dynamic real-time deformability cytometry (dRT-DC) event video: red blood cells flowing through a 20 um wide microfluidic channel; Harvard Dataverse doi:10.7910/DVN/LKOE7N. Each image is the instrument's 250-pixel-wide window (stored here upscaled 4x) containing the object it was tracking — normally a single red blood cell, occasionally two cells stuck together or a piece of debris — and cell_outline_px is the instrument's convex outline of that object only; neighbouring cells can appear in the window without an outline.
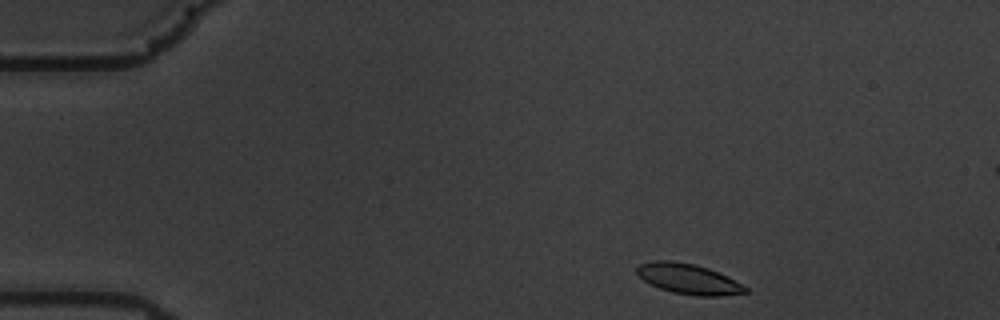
{"species": "common noctule bat (a hibernating species)", "species_latin": "Nyctalus noctula", "temperature_condition": "warm", "stored_images_in_passage": 51, "camera_frame_rate_fps": 3000, "um_per_image_px": 0.085, "animal": {"sex": "male", "body_mass_g": 19.5, "forearm_length_mm": 54.6}, "frame": {"image": 1, "passage_image": 2, "time_ms": 0.333, "image_size_px": [1000, 320], "cell_outline_px": [[748, 292], [720, 296], [696, 296], [672, 292], [660, 288], [644, 280], [636, 272], [636, 268], [640, 264], [652, 260], [668, 260], [692, 264], [708, 268], [728, 276], [748, 288]], "centroid_in_image_um": [58.53, 23.71], "position_along_channel_um": 26.5, "area_um2": 19.02}}
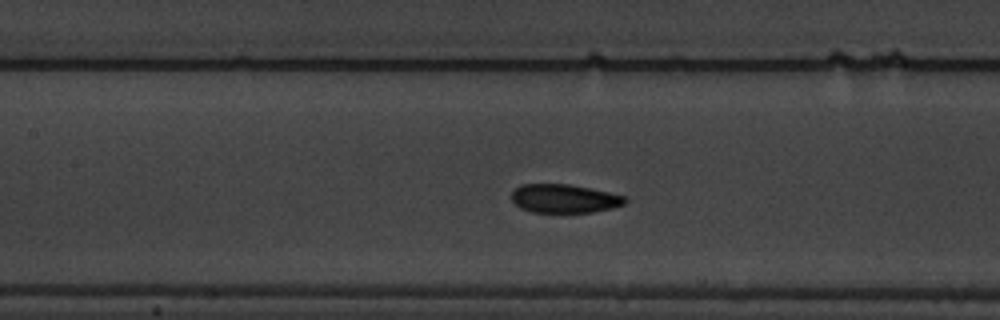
{"frame": {"image": 2, "passage_image": 20, "time_ms": 6.333, "image_size_px": [1000, 320], "cell_outline_px": [[628, 200], [624, 204], [612, 208], [592, 212], [532, 212], [520, 208], [512, 200], [512, 192], [520, 184], [568, 184], [608, 192], [624, 196]], "centroid_in_image_um": [47.95, 16.88], "position_along_channel_um": 159.5, "area_um2": 18.79}}
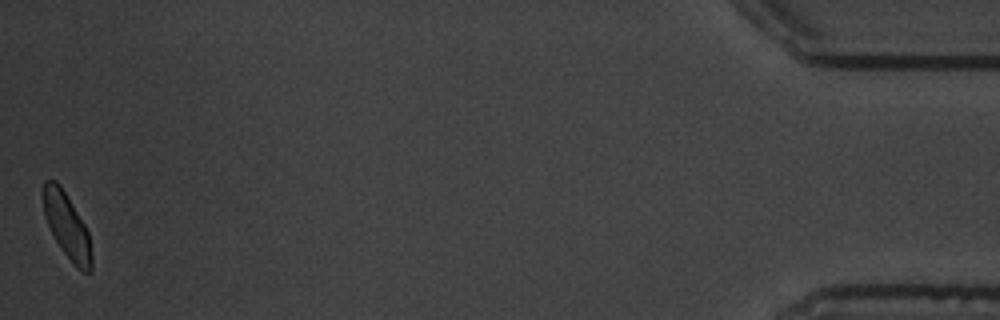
{"frame": {"image": 3, "passage_image": 51, "time_ms": 16.667, "image_size_px": [1000, 320], "cell_outline_px": [[92, 272], [84, 272], [76, 268], [72, 264], [60, 248], [44, 216], [44, 180], [56, 180], [60, 184], [84, 224], [88, 232], [92, 256]], "centroid_in_image_um": [5.71, 19.25], "position_along_channel_um": 429.5, "area_um2": 18.15}, "authors_computed_cell_mechanics": {"area_um2": 19.1896, "velocity_mm_per_s": 3.4799, "shape_relaxation_time_tau1_ms": 3.0709, "shape_relaxation_time_tau2_ms": 1.2291, "deformation_change_tau1": 0.1336, "deformation_change_tau2": 0.0595}}